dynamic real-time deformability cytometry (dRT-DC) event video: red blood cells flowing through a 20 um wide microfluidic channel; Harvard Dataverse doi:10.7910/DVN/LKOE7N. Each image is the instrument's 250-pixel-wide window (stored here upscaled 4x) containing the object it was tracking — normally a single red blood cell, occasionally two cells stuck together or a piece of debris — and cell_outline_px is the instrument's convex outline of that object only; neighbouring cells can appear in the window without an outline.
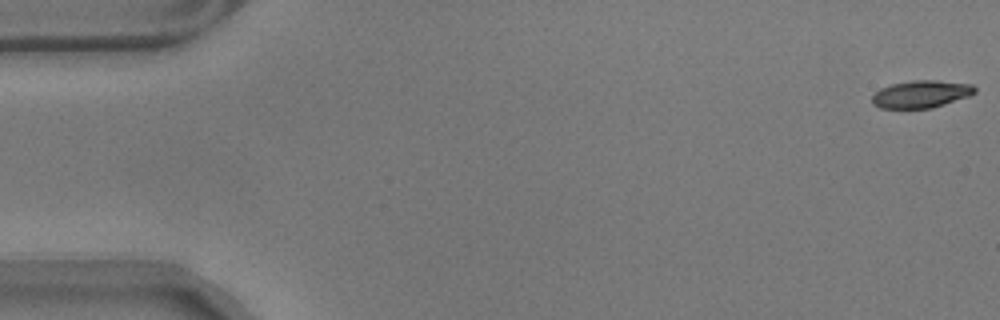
{"species": "common noctule bat (a hibernating species)", "species_latin": "Nyctalus noctula", "temperature_condition": "warm", "stored_images_in_passage": 57, "camera_frame_rate_fps": 3000, "um_per_image_px": 0.085, "animal": {"sex": "male", "body_mass_g": 17.9}, "frame": {"image": 1, "passage_image": 1, "time_ms": 0.0, "image_size_px": [1000, 320], "cell_outline_px": [[976, 92], [968, 96], [932, 108], [880, 108], [872, 104], [872, 96], [880, 88], [892, 84], [912, 80], [936, 80], [972, 84], [976, 88]], "centroid_in_image_um": [78.28, 7.99], "position_along_channel_um": 6.7, "area_um2": 16.36}}
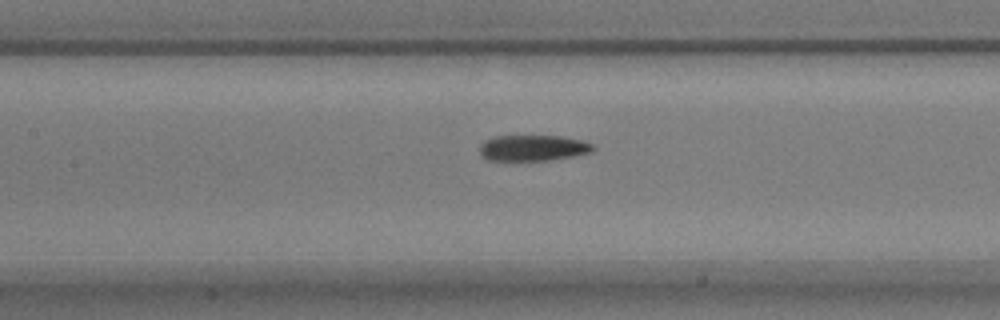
{"frame": {"image": 2, "passage_image": 26, "time_ms": 8.333, "image_size_px": [1000, 320], "cell_outline_px": [[596, 148], [592, 152], [572, 156], [548, 160], [488, 160], [480, 152], [480, 144], [484, 140], [496, 136], [560, 136], [584, 140], [592, 144]], "centroid_in_image_um": [45.33, 12.56], "position_along_channel_um": 162.1, "area_um2": 17.05}}
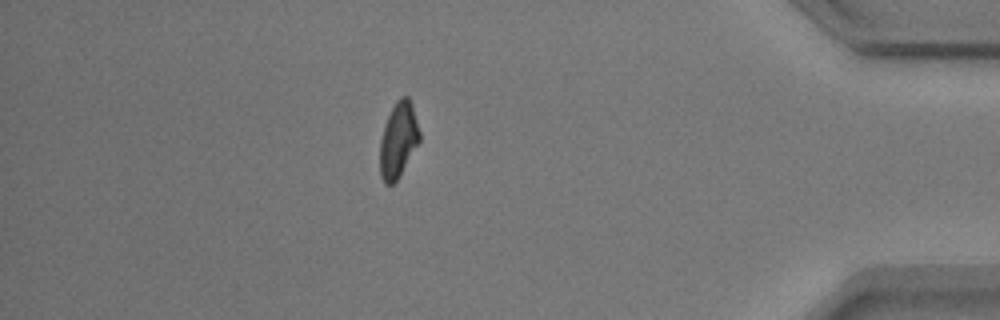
{"frame": {"image": 3, "passage_image": 50, "time_ms": 16.333, "image_size_px": [1000, 320], "cell_outline_px": [[420, 140], [400, 176], [392, 184], [384, 184], [380, 176], [380, 140], [388, 116], [396, 100], [400, 96], [408, 96], [412, 104], [420, 132]], "centroid_in_image_um": [33.86, 11.9], "position_along_channel_um": 401.3, "area_um2": 17.34}, "authors_computed_cell_mechanics": {"area_um2": 17.5134, "velocity_mm_per_s": 3.5211, "shape_relaxation_time_tau1_ms": 6.0053, "shape_relaxation_time_tau2_ms": 4.0777, "deformation_change_tau1": 0.2095, "deformation_change_tau2": 0.0938}}